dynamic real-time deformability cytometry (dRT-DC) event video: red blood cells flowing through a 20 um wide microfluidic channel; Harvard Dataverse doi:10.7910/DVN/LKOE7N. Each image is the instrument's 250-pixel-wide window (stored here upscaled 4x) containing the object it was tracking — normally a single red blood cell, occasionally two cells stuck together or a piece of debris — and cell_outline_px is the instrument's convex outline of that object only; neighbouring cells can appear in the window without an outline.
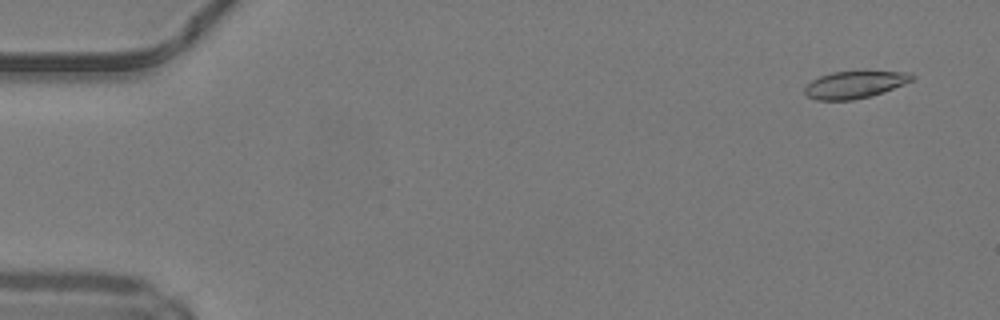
{"species": "common noctule bat (a hibernating species)", "species_latin": "Nyctalus noctula", "temperature_condition": "warm", "stored_images_in_passage": 49, "camera_frame_rate_fps": 3000, "um_per_image_px": 0.085, "animal": {"sex": "male", "body_mass_g": 19.2, "forearm_length_mm": 51.8}, "frame": {"image": 1, "passage_image": 3, "time_ms": 0.667, "image_size_px": [1000, 320], "cell_outline_px": [[916, 76], [912, 80], [904, 84], [872, 96], [852, 100], [816, 100], [808, 96], [804, 92], [804, 88], [812, 80], [820, 76], [832, 72], [868, 68], [908, 72]], "centroid_in_image_um": [72.71, 7.13], "position_along_channel_um": 12.3, "area_um2": 17.86}}
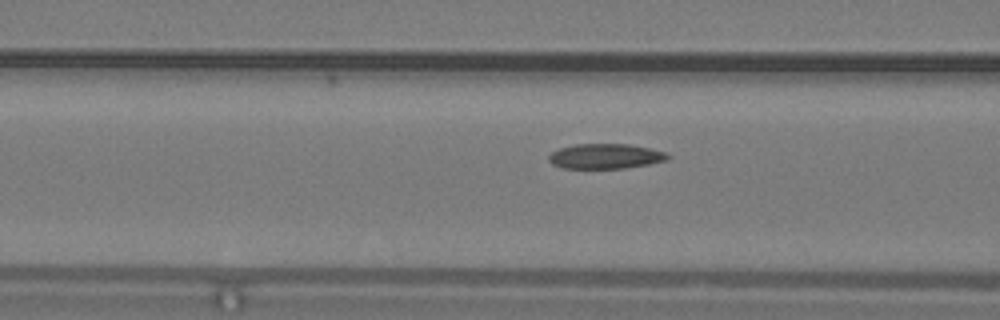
{"frame": {"image": 2, "passage_image": 20, "time_ms": 6.333, "image_size_px": [1000, 320], "cell_outline_px": [[672, 156], [668, 160], [648, 164], [624, 168], [564, 168], [552, 164], [548, 160], [548, 156], [552, 152], [560, 148], [576, 144], [628, 144], [648, 148], [664, 152]], "centroid_in_image_um": [51.46, 13.28], "position_along_channel_um": 115.1, "area_um2": 17.22}}
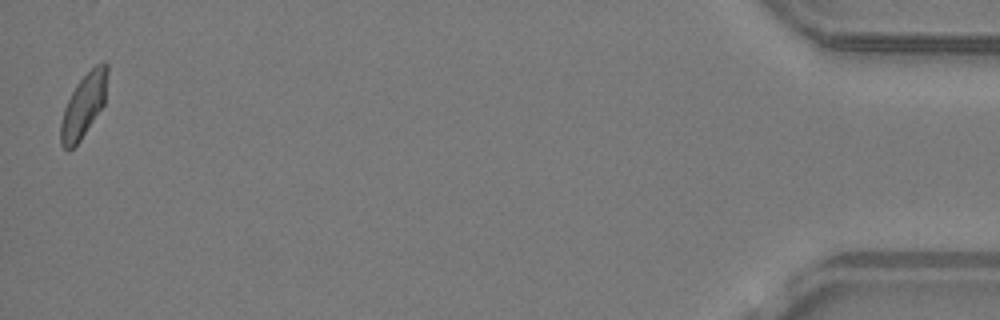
{"frame": {"image": 3, "passage_image": 49, "time_ms": 16.0, "image_size_px": [1000, 320], "cell_outline_px": [[108, 72], [104, 104], [80, 140], [68, 152], [60, 144], [60, 124], [64, 108], [76, 84], [96, 64], [104, 60], [108, 64]], "centroid_in_image_um": [7.11, 8.96], "position_along_channel_um": 428.1, "area_um2": 17.17}, "authors_computed_cell_mechanics": {"area_um2": 17.8024, "velocity_mm_per_s": 4.2139, "shape_relaxation_time_tau1_ms": null, "shape_relaxation_time_tau2_ms": 2.9273, "deformation_change_tau1": null, "deformation_change_tau2": 0.0836}}